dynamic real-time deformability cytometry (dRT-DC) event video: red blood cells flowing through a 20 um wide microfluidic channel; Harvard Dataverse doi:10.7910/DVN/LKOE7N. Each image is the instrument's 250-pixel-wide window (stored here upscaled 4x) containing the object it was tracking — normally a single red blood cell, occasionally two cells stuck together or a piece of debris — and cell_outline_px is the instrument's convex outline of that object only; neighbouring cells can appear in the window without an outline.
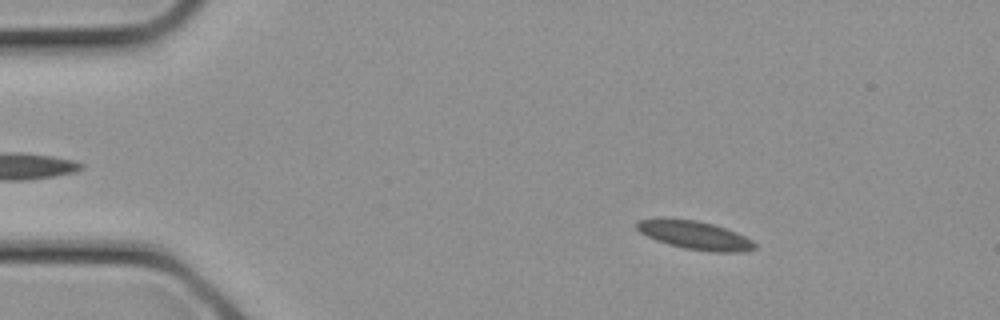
{"species": "common noctule bat (a hibernating species)", "species_latin": "Nyctalus noctula", "temperature_condition": "cold", "stored_images_in_passage": 9, "camera_frame_rate_fps": 3000, "um_per_image_px": 0.085, "animal": {"sex": "female", "body_mass_g": 21.9}, "frame": {"image": 1, "passage_image": 4, "time_ms": 1.0, "image_size_px": [1000, 320], "cell_outline_px": [[756, 248], [744, 252], [712, 252], [684, 248], [668, 244], [656, 240], [640, 232], [636, 228], [636, 220], [696, 220], [712, 224], [736, 232], [752, 240], [756, 244]], "centroid_in_image_um": [59.12, 20.03], "position_along_channel_um": 25.9, "area_um2": 19.02}}